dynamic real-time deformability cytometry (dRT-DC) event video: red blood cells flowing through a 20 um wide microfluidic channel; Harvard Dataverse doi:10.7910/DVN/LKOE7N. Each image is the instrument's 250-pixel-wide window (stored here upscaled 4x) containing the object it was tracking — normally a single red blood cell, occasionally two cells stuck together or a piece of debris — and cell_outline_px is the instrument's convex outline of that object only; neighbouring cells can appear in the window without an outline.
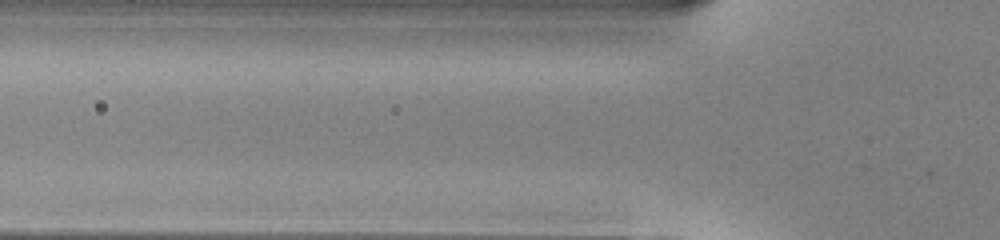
{"species": "common noctule bat (a hibernating species)", "species_latin": "Nyctalus noctula", "temperature_condition": "warm", "stored_images_in_passage": 5, "camera_frame_rate_fps": 3000, "um_per_image_px": 0.085, "animal": {"sex": "male", "body_mass_g": 13.0, "forearm_length_mm": 53.1}, "frame": {"image": 1, "passage_image": 3, "time_ms": 0.667, "image_size_px": [1000, 240], "cell_outline_px": [[564, 40], [544, 52], [504, 56], [448, 48], [448, 40], [460, 36], [524, 36]], "centroid_in_image_um": [42.74, 3.8], "position_along_channel_um": 83.1, "area_um2": 12.37}}